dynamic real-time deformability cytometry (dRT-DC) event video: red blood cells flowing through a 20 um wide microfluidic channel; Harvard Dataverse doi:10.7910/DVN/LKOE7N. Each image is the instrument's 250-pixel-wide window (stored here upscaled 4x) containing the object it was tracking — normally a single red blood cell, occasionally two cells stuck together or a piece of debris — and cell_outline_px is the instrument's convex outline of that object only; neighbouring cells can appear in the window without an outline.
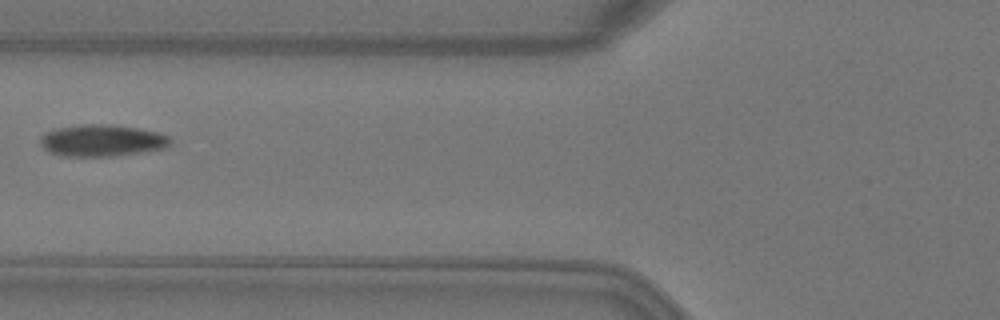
{"species": "Egyptian fruit bat (a non-hibernating species)", "species_latin": "Rousettus aegyptiacus", "temperature_condition": "warm", "stored_images_in_passage": 3, "camera_frame_rate_fps": 3000, "um_per_image_px": 0.085, "animal": {"sex": "female"}, "frame": {"image": 1, "passage_image": 2, "time_ms": 0.333, "image_size_px": [1000, 320], "cell_outline_px": [[172, 144], [168, 148], [112, 156], [64, 156], [48, 152], [40, 144], [40, 136], [56, 128], [80, 124], [112, 124], [160, 132], [168, 136], [172, 140]], "centroid_in_image_um": [8.69, 11.94], "position_along_channel_um": 117.1, "area_um2": 24.28}}